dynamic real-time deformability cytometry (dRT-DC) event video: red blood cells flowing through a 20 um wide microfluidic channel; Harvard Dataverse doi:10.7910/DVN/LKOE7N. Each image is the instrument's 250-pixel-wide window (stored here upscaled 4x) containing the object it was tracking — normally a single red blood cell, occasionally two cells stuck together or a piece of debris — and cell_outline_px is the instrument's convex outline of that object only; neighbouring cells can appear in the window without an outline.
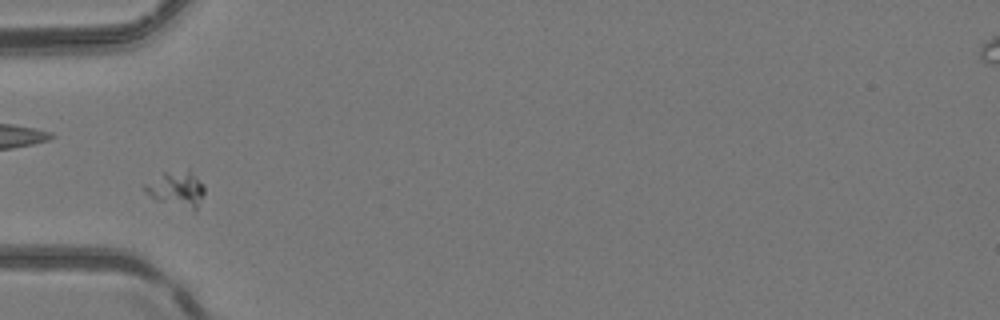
{"species": "common noctule bat (a hibernating species)", "species_latin": "Nyctalus noctula", "temperature_condition": "room temperature", "stored_images_in_passage": 4, "camera_frame_rate_fps": 3000, "um_per_image_px": 0.085, "animal": {"sex": "female", "body_mass_g": 24.6, "forearm_length_mm": 56.2}, "frame": {"image": 1, "passage_image": 2, "time_ms": 1.0, "image_size_px": [1000, 320], "cell_outline_px": [[204, 192], [196, 208], [192, 208], [156, 200], [144, 192], [144, 184], [164, 172], [188, 168], [204, 184]], "centroid_in_image_um": [14.99, 15.99], "position_along_channel_um": 70.0, "area_um2": 12.08}}
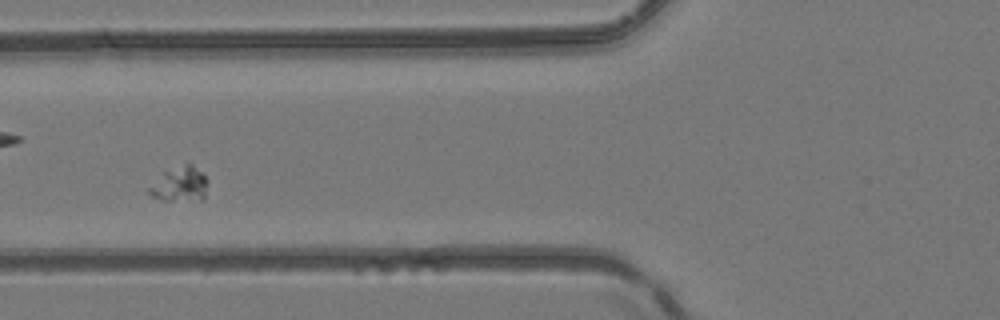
{"frame": {"image": 2, "passage_image": 3, "time_ms": 2.0, "image_size_px": [1000, 320], "cell_outline_px": [[208, 180], [204, 200], [160, 200], [152, 196], [148, 192], [148, 188], [164, 172], [184, 164], [192, 164], [204, 172]], "centroid_in_image_um": [15.34, 15.67], "position_along_channel_um": 110.5, "area_um2": 11.91}}
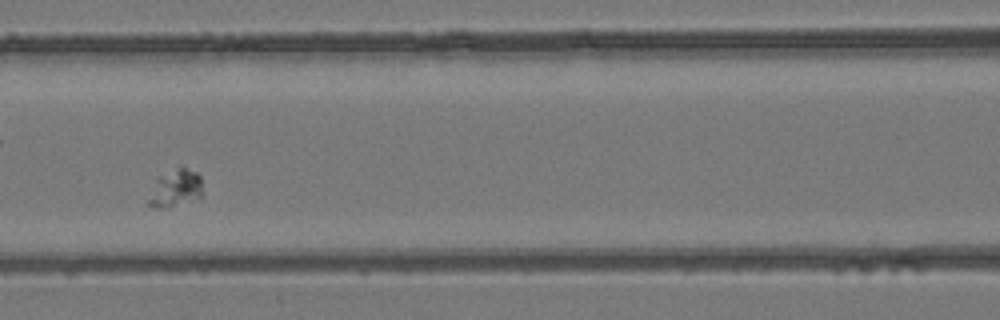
{"frame": {"image": 3, "passage_image": 4, "time_ms": 3.0, "image_size_px": [1000, 320], "cell_outline_px": [[204, 196], [200, 200], [168, 208], [156, 208], [148, 204], [148, 200], [156, 180], [180, 164], [196, 172], [200, 176]], "centroid_in_image_um": [15.01, 16.03], "position_along_channel_um": 151.6, "area_um2": 12.2}}